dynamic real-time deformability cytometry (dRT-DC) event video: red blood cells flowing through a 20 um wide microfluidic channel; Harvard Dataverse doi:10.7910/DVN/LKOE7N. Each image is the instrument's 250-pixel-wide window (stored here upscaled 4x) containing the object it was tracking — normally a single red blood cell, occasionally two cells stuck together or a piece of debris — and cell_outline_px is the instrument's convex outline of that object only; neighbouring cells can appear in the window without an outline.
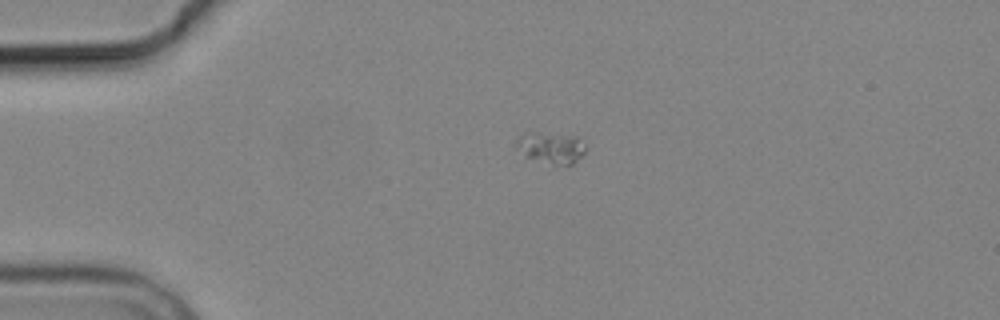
{"species": "common noctule bat (a hibernating species)", "species_latin": "Nyctalus noctula", "temperature_condition": "cold", "stored_images_in_passage": 3, "segment_of_instrument_passage": [2, 2], "camera_frame_rate_fps": 3000, "um_per_image_px": 0.085, "animal": {"sex": "male", "body_mass_g": 19.2, "forearm_length_mm": 51.8}, "frame": {"image": 1, "passage_image": 3, "time_ms": 2.333, "image_size_px": [1000, 320], "cell_outline_px": [[584, 152], [572, 164], [552, 164], [524, 156], [516, 148], [516, 144], [520, 136], [524, 132], [540, 132], [580, 136], [584, 148]], "centroid_in_image_um": [46.81, 12.52], "position_along_channel_um": 38.2, "area_um2": 12.54}}